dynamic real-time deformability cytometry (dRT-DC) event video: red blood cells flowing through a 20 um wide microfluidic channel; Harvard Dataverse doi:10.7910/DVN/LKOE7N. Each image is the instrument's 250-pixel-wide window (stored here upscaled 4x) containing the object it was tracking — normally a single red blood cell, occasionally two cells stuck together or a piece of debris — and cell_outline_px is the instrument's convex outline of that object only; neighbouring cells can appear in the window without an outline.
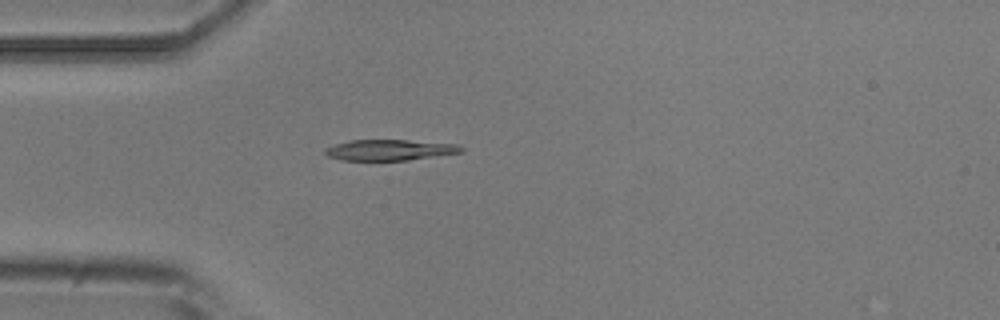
{"species": "common noctule bat (a hibernating species)", "species_latin": "Nyctalus noctula", "temperature_condition": "room temperature", "stored_images_in_passage": 1, "camera_frame_rate_fps": 3000, "um_per_image_px": 0.085, "animal": {"sex": "male", "body_mass_g": 20.5, "forearm_length_mm": 52.5}, "frame": {"image": 1, "passage_image": 1, "time_ms": 0.0, "image_size_px": [1000, 320], "cell_outline_px": [[464, 152], [408, 160], [340, 160], [324, 156], [324, 148], [336, 144], [352, 140], [408, 140], [460, 144], [464, 148]], "centroid_in_image_um": [33.13, 12.75], "position_along_channel_um": 51.9, "area_um2": 16.7}}